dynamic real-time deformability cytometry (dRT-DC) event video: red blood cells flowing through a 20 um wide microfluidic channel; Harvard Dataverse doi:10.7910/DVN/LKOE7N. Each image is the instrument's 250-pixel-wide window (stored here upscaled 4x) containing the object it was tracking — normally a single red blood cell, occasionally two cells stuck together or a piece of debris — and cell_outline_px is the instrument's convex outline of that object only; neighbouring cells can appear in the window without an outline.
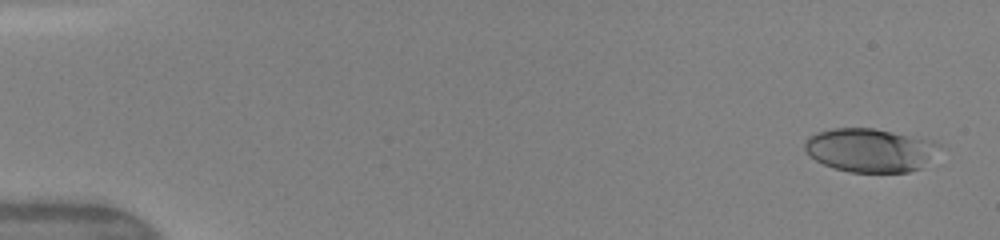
{"species": "human", "species_latin": "Homo sapiens", "temperature_condition": "warm", "stored_images_in_passage": 48, "camera_frame_rate_fps": 3000, "um_per_image_px": 0.085, "donor": {"sex": "female"}, "frame": {"image": 1, "passage_image": 1, "time_ms": 0.0, "image_size_px": [1000, 240], "cell_outline_px": [[940, 144], [920, 168], [908, 172], [848, 172], [824, 164], [816, 160], [804, 152], [804, 140], [808, 136], [816, 132], [832, 128], [872, 128], [936, 140]], "centroid_in_image_um": [73.88, 12.74], "position_along_channel_um": 11.1, "area_um2": 34.04}}
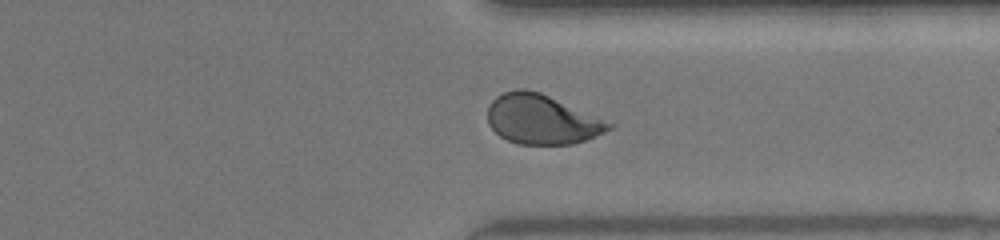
{"frame": {"image": 2, "passage_image": 37, "time_ms": 12.0, "image_size_px": [1000, 240], "cell_outline_px": [[616, 124], [612, 128], [604, 132], [584, 140], [572, 144], [520, 144], [508, 140], [500, 136], [488, 124], [488, 108], [492, 100], [496, 96], [504, 92], [516, 88], [524, 88], [540, 92]], "centroid_in_image_um": [46.05, 10.13], "position_along_channel_um": 365.4, "area_um2": 34.91}}
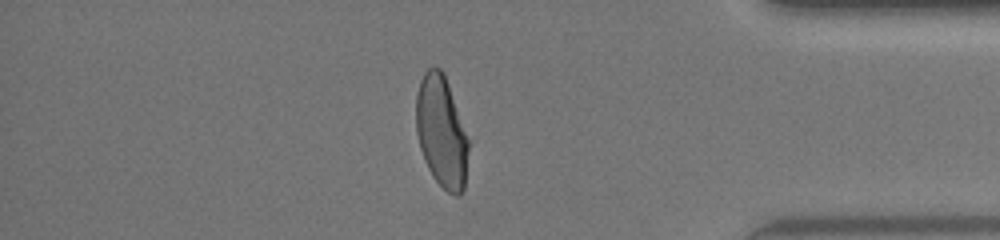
{"frame": {"image": 3, "passage_image": 41, "time_ms": 13.333, "image_size_px": [1000, 240], "cell_outline_px": [[468, 148], [464, 188], [460, 196], [456, 196], [448, 192], [432, 176], [424, 160], [420, 148], [416, 132], [416, 96], [420, 80], [424, 72], [428, 68], [440, 68], [444, 72], [468, 140]], "centroid_in_image_um": [37.5, 11.2], "position_along_channel_um": 397.7, "area_um2": 33.7}, "authors_computed_cell_mechanics": {"area_um2": 35.0268, "velocity_mm_per_s": 4.1716, "shape_relaxation_time_tau1_ms": 3.5612, "shape_relaxation_time_tau2_ms": 0.7922, "deformation_change_tau1": 0.1799, "deformation_change_tau2": 0.0616}}